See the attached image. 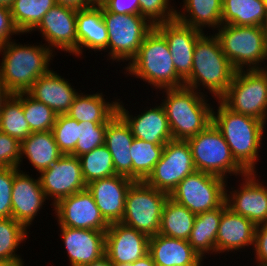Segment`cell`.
I'll list each match as a JSON object with an SVG mask.
<instances>
[{"instance_id": "cell-5", "label": "cell", "mask_w": 267, "mask_h": 266, "mask_svg": "<svg viewBox=\"0 0 267 266\" xmlns=\"http://www.w3.org/2000/svg\"><path fill=\"white\" fill-rule=\"evenodd\" d=\"M123 70L124 76L140 78L148 87L156 89L154 91L184 86V80L176 72L166 38L156 27L147 34L136 56Z\"/></svg>"}, {"instance_id": "cell-13", "label": "cell", "mask_w": 267, "mask_h": 266, "mask_svg": "<svg viewBox=\"0 0 267 266\" xmlns=\"http://www.w3.org/2000/svg\"><path fill=\"white\" fill-rule=\"evenodd\" d=\"M260 177L258 172H247L241 176L239 187L232 185L229 188L228 181L225 187L227 207L255 225L267 223V182H263V179L261 182Z\"/></svg>"}, {"instance_id": "cell-52", "label": "cell", "mask_w": 267, "mask_h": 266, "mask_svg": "<svg viewBox=\"0 0 267 266\" xmlns=\"http://www.w3.org/2000/svg\"><path fill=\"white\" fill-rule=\"evenodd\" d=\"M24 261H0V266H26Z\"/></svg>"}, {"instance_id": "cell-53", "label": "cell", "mask_w": 267, "mask_h": 266, "mask_svg": "<svg viewBox=\"0 0 267 266\" xmlns=\"http://www.w3.org/2000/svg\"><path fill=\"white\" fill-rule=\"evenodd\" d=\"M14 0H0V7H5L10 9L11 5L13 4Z\"/></svg>"}, {"instance_id": "cell-42", "label": "cell", "mask_w": 267, "mask_h": 266, "mask_svg": "<svg viewBox=\"0 0 267 266\" xmlns=\"http://www.w3.org/2000/svg\"><path fill=\"white\" fill-rule=\"evenodd\" d=\"M174 0H139L140 15L147 18L154 26L175 19Z\"/></svg>"}, {"instance_id": "cell-40", "label": "cell", "mask_w": 267, "mask_h": 266, "mask_svg": "<svg viewBox=\"0 0 267 266\" xmlns=\"http://www.w3.org/2000/svg\"><path fill=\"white\" fill-rule=\"evenodd\" d=\"M52 132L59 151L65 155L75 156L79 122L67 114L57 115Z\"/></svg>"}, {"instance_id": "cell-50", "label": "cell", "mask_w": 267, "mask_h": 266, "mask_svg": "<svg viewBox=\"0 0 267 266\" xmlns=\"http://www.w3.org/2000/svg\"><path fill=\"white\" fill-rule=\"evenodd\" d=\"M132 266H156L150 254H146L142 258L132 263Z\"/></svg>"}, {"instance_id": "cell-34", "label": "cell", "mask_w": 267, "mask_h": 266, "mask_svg": "<svg viewBox=\"0 0 267 266\" xmlns=\"http://www.w3.org/2000/svg\"><path fill=\"white\" fill-rule=\"evenodd\" d=\"M55 5V0H14L10 7L14 25L22 35L31 34Z\"/></svg>"}, {"instance_id": "cell-43", "label": "cell", "mask_w": 267, "mask_h": 266, "mask_svg": "<svg viewBox=\"0 0 267 266\" xmlns=\"http://www.w3.org/2000/svg\"><path fill=\"white\" fill-rule=\"evenodd\" d=\"M19 170L15 167H0V218L12 217L13 180Z\"/></svg>"}, {"instance_id": "cell-20", "label": "cell", "mask_w": 267, "mask_h": 266, "mask_svg": "<svg viewBox=\"0 0 267 266\" xmlns=\"http://www.w3.org/2000/svg\"><path fill=\"white\" fill-rule=\"evenodd\" d=\"M146 234L121 222L112 223L106 230L105 255L114 263H133L149 251Z\"/></svg>"}, {"instance_id": "cell-47", "label": "cell", "mask_w": 267, "mask_h": 266, "mask_svg": "<svg viewBox=\"0 0 267 266\" xmlns=\"http://www.w3.org/2000/svg\"><path fill=\"white\" fill-rule=\"evenodd\" d=\"M108 12L115 14H139V0H106L102 5Z\"/></svg>"}, {"instance_id": "cell-25", "label": "cell", "mask_w": 267, "mask_h": 266, "mask_svg": "<svg viewBox=\"0 0 267 266\" xmlns=\"http://www.w3.org/2000/svg\"><path fill=\"white\" fill-rule=\"evenodd\" d=\"M76 28L77 58H83L87 50L108 53V32L103 21L102 5L77 10Z\"/></svg>"}, {"instance_id": "cell-51", "label": "cell", "mask_w": 267, "mask_h": 266, "mask_svg": "<svg viewBox=\"0 0 267 266\" xmlns=\"http://www.w3.org/2000/svg\"><path fill=\"white\" fill-rule=\"evenodd\" d=\"M83 266H114V263L106 255H103L101 258Z\"/></svg>"}, {"instance_id": "cell-18", "label": "cell", "mask_w": 267, "mask_h": 266, "mask_svg": "<svg viewBox=\"0 0 267 266\" xmlns=\"http://www.w3.org/2000/svg\"><path fill=\"white\" fill-rule=\"evenodd\" d=\"M27 173L29 172H26V170H19L14 175L12 218L30 229L35 218L38 214H41L40 211L46 207L47 198L40 185L38 174L35 178L32 174Z\"/></svg>"}, {"instance_id": "cell-49", "label": "cell", "mask_w": 267, "mask_h": 266, "mask_svg": "<svg viewBox=\"0 0 267 266\" xmlns=\"http://www.w3.org/2000/svg\"><path fill=\"white\" fill-rule=\"evenodd\" d=\"M12 93L8 88L0 81V113L4 103L11 97Z\"/></svg>"}, {"instance_id": "cell-23", "label": "cell", "mask_w": 267, "mask_h": 266, "mask_svg": "<svg viewBox=\"0 0 267 266\" xmlns=\"http://www.w3.org/2000/svg\"><path fill=\"white\" fill-rule=\"evenodd\" d=\"M255 228L256 225L251 220L233 213L226 207L222 212L216 236V254L221 256L231 252L238 254L237 252H244L250 247L251 253L254 247Z\"/></svg>"}, {"instance_id": "cell-46", "label": "cell", "mask_w": 267, "mask_h": 266, "mask_svg": "<svg viewBox=\"0 0 267 266\" xmlns=\"http://www.w3.org/2000/svg\"><path fill=\"white\" fill-rule=\"evenodd\" d=\"M13 35H21L14 25L10 9L0 7V46L13 39Z\"/></svg>"}, {"instance_id": "cell-1", "label": "cell", "mask_w": 267, "mask_h": 266, "mask_svg": "<svg viewBox=\"0 0 267 266\" xmlns=\"http://www.w3.org/2000/svg\"><path fill=\"white\" fill-rule=\"evenodd\" d=\"M212 108V123L221 132L236 162L246 172H258L266 124L254 117L231 111L220 100ZM215 108V109H214ZM263 144V145H262Z\"/></svg>"}, {"instance_id": "cell-48", "label": "cell", "mask_w": 267, "mask_h": 266, "mask_svg": "<svg viewBox=\"0 0 267 266\" xmlns=\"http://www.w3.org/2000/svg\"><path fill=\"white\" fill-rule=\"evenodd\" d=\"M57 5L67 6L76 10L93 6L89 0H55Z\"/></svg>"}, {"instance_id": "cell-24", "label": "cell", "mask_w": 267, "mask_h": 266, "mask_svg": "<svg viewBox=\"0 0 267 266\" xmlns=\"http://www.w3.org/2000/svg\"><path fill=\"white\" fill-rule=\"evenodd\" d=\"M69 81L71 80L51 69L47 74L40 76L26 93L50 107L57 115L67 114L80 92L74 89Z\"/></svg>"}, {"instance_id": "cell-56", "label": "cell", "mask_w": 267, "mask_h": 266, "mask_svg": "<svg viewBox=\"0 0 267 266\" xmlns=\"http://www.w3.org/2000/svg\"><path fill=\"white\" fill-rule=\"evenodd\" d=\"M173 266H204V264H181V265H173Z\"/></svg>"}, {"instance_id": "cell-54", "label": "cell", "mask_w": 267, "mask_h": 266, "mask_svg": "<svg viewBox=\"0 0 267 266\" xmlns=\"http://www.w3.org/2000/svg\"><path fill=\"white\" fill-rule=\"evenodd\" d=\"M106 0H89V2L94 5V6H100V5H103V3L105 2Z\"/></svg>"}, {"instance_id": "cell-29", "label": "cell", "mask_w": 267, "mask_h": 266, "mask_svg": "<svg viewBox=\"0 0 267 266\" xmlns=\"http://www.w3.org/2000/svg\"><path fill=\"white\" fill-rule=\"evenodd\" d=\"M63 154L59 151L52 130L46 132H32L21 141L20 161L18 168L24 169V158L38 173L48 169ZM22 164V165H21Z\"/></svg>"}, {"instance_id": "cell-32", "label": "cell", "mask_w": 267, "mask_h": 266, "mask_svg": "<svg viewBox=\"0 0 267 266\" xmlns=\"http://www.w3.org/2000/svg\"><path fill=\"white\" fill-rule=\"evenodd\" d=\"M266 15L263 0H223L222 24L262 26Z\"/></svg>"}, {"instance_id": "cell-30", "label": "cell", "mask_w": 267, "mask_h": 266, "mask_svg": "<svg viewBox=\"0 0 267 266\" xmlns=\"http://www.w3.org/2000/svg\"><path fill=\"white\" fill-rule=\"evenodd\" d=\"M80 93L75 97L67 115L78 122H96L107 124L108 121L117 113L118 96L113 101H107L102 91L96 93Z\"/></svg>"}, {"instance_id": "cell-7", "label": "cell", "mask_w": 267, "mask_h": 266, "mask_svg": "<svg viewBox=\"0 0 267 266\" xmlns=\"http://www.w3.org/2000/svg\"><path fill=\"white\" fill-rule=\"evenodd\" d=\"M187 142L196 170L221 177L226 181L231 176L237 179L247 173L233 158L223 135L212 122Z\"/></svg>"}, {"instance_id": "cell-28", "label": "cell", "mask_w": 267, "mask_h": 266, "mask_svg": "<svg viewBox=\"0 0 267 266\" xmlns=\"http://www.w3.org/2000/svg\"><path fill=\"white\" fill-rule=\"evenodd\" d=\"M182 3L180 9H175V19L179 22L204 33H214L222 25L223 0H183Z\"/></svg>"}, {"instance_id": "cell-17", "label": "cell", "mask_w": 267, "mask_h": 266, "mask_svg": "<svg viewBox=\"0 0 267 266\" xmlns=\"http://www.w3.org/2000/svg\"><path fill=\"white\" fill-rule=\"evenodd\" d=\"M120 100L118 98L117 113L126 121L134 138L153 144H166L173 140L167 114L161 103H155L149 108L147 106L134 115L124 106L125 102Z\"/></svg>"}, {"instance_id": "cell-33", "label": "cell", "mask_w": 267, "mask_h": 266, "mask_svg": "<svg viewBox=\"0 0 267 266\" xmlns=\"http://www.w3.org/2000/svg\"><path fill=\"white\" fill-rule=\"evenodd\" d=\"M196 215L171 198L166 201L159 234L176 239L188 240Z\"/></svg>"}, {"instance_id": "cell-16", "label": "cell", "mask_w": 267, "mask_h": 266, "mask_svg": "<svg viewBox=\"0 0 267 266\" xmlns=\"http://www.w3.org/2000/svg\"><path fill=\"white\" fill-rule=\"evenodd\" d=\"M53 211L58 226L96 231H106L110 226L87 188L61 199Z\"/></svg>"}, {"instance_id": "cell-8", "label": "cell", "mask_w": 267, "mask_h": 266, "mask_svg": "<svg viewBox=\"0 0 267 266\" xmlns=\"http://www.w3.org/2000/svg\"><path fill=\"white\" fill-rule=\"evenodd\" d=\"M102 16L108 32V54L103 57L107 56L106 62L111 60L112 64L123 62L128 65L155 26L139 14H115L103 6Z\"/></svg>"}, {"instance_id": "cell-38", "label": "cell", "mask_w": 267, "mask_h": 266, "mask_svg": "<svg viewBox=\"0 0 267 266\" xmlns=\"http://www.w3.org/2000/svg\"><path fill=\"white\" fill-rule=\"evenodd\" d=\"M86 184L91 181L116 175L112 155L105 144L78 157Z\"/></svg>"}, {"instance_id": "cell-3", "label": "cell", "mask_w": 267, "mask_h": 266, "mask_svg": "<svg viewBox=\"0 0 267 266\" xmlns=\"http://www.w3.org/2000/svg\"><path fill=\"white\" fill-rule=\"evenodd\" d=\"M236 71L214 33H204L195 43L192 71L184 80V86L209 97L211 93L212 98L219 100L226 93Z\"/></svg>"}, {"instance_id": "cell-35", "label": "cell", "mask_w": 267, "mask_h": 266, "mask_svg": "<svg viewBox=\"0 0 267 266\" xmlns=\"http://www.w3.org/2000/svg\"><path fill=\"white\" fill-rule=\"evenodd\" d=\"M0 132L20 142L32 133L23 113L22 93L12 94L4 103L0 113Z\"/></svg>"}, {"instance_id": "cell-45", "label": "cell", "mask_w": 267, "mask_h": 266, "mask_svg": "<svg viewBox=\"0 0 267 266\" xmlns=\"http://www.w3.org/2000/svg\"><path fill=\"white\" fill-rule=\"evenodd\" d=\"M252 254L254 257L251 260L255 259L253 265L267 266V223L256 225Z\"/></svg>"}, {"instance_id": "cell-55", "label": "cell", "mask_w": 267, "mask_h": 266, "mask_svg": "<svg viewBox=\"0 0 267 266\" xmlns=\"http://www.w3.org/2000/svg\"><path fill=\"white\" fill-rule=\"evenodd\" d=\"M262 28H263V31H264V34H265V38H266V42H267V15L265 17V20H264V23L262 25Z\"/></svg>"}, {"instance_id": "cell-39", "label": "cell", "mask_w": 267, "mask_h": 266, "mask_svg": "<svg viewBox=\"0 0 267 266\" xmlns=\"http://www.w3.org/2000/svg\"><path fill=\"white\" fill-rule=\"evenodd\" d=\"M22 107L31 132H46L53 129L57 114L50 107L34 100L27 93H22Z\"/></svg>"}, {"instance_id": "cell-27", "label": "cell", "mask_w": 267, "mask_h": 266, "mask_svg": "<svg viewBox=\"0 0 267 266\" xmlns=\"http://www.w3.org/2000/svg\"><path fill=\"white\" fill-rule=\"evenodd\" d=\"M148 253L156 266L205 263V259L193 250L188 240L170 238L159 233L150 237Z\"/></svg>"}, {"instance_id": "cell-22", "label": "cell", "mask_w": 267, "mask_h": 266, "mask_svg": "<svg viewBox=\"0 0 267 266\" xmlns=\"http://www.w3.org/2000/svg\"><path fill=\"white\" fill-rule=\"evenodd\" d=\"M69 266H83L105 255L106 231L58 226Z\"/></svg>"}, {"instance_id": "cell-11", "label": "cell", "mask_w": 267, "mask_h": 266, "mask_svg": "<svg viewBox=\"0 0 267 266\" xmlns=\"http://www.w3.org/2000/svg\"><path fill=\"white\" fill-rule=\"evenodd\" d=\"M226 182L221 177L195 170L176 186L169 198L197 215L225 202Z\"/></svg>"}, {"instance_id": "cell-26", "label": "cell", "mask_w": 267, "mask_h": 266, "mask_svg": "<svg viewBox=\"0 0 267 266\" xmlns=\"http://www.w3.org/2000/svg\"><path fill=\"white\" fill-rule=\"evenodd\" d=\"M134 136L126 121L116 113L107 123L105 145L112 155L116 174L132 179L131 146Z\"/></svg>"}, {"instance_id": "cell-10", "label": "cell", "mask_w": 267, "mask_h": 266, "mask_svg": "<svg viewBox=\"0 0 267 266\" xmlns=\"http://www.w3.org/2000/svg\"><path fill=\"white\" fill-rule=\"evenodd\" d=\"M169 194L151 187L145 181H134L126 195L121 223L148 237L159 233L164 205Z\"/></svg>"}, {"instance_id": "cell-14", "label": "cell", "mask_w": 267, "mask_h": 266, "mask_svg": "<svg viewBox=\"0 0 267 266\" xmlns=\"http://www.w3.org/2000/svg\"><path fill=\"white\" fill-rule=\"evenodd\" d=\"M40 185L53 208L61 199L86 189L79 158L63 154L38 174Z\"/></svg>"}, {"instance_id": "cell-12", "label": "cell", "mask_w": 267, "mask_h": 266, "mask_svg": "<svg viewBox=\"0 0 267 266\" xmlns=\"http://www.w3.org/2000/svg\"><path fill=\"white\" fill-rule=\"evenodd\" d=\"M195 170L189 143L184 140H171L165 144L161 159L144 181L170 195L176 186Z\"/></svg>"}, {"instance_id": "cell-44", "label": "cell", "mask_w": 267, "mask_h": 266, "mask_svg": "<svg viewBox=\"0 0 267 266\" xmlns=\"http://www.w3.org/2000/svg\"><path fill=\"white\" fill-rule=\"evenodd\" d=\"M21 142L0 132V167L18 168L20 161Z\"/></svg>"}, {"instance_id": "cell-4", "label": "cell", "mask_w": 267, "mask_h": 266, "mask_svg": "<svg viewBox=\"0 0 267 266\" xmlns=\"http://www.w3.org/2000/svg\"><path fill=\"white\" fill-rule=\"evenodd\" d=\"M157 92L163 93L162 98H165L160 102L167 114L173 140L187 141L212 122L211 97L186 86Z\"/></svg>"}, {"instance_id": "cell-37", "label": "cell", "mask_w": 267, "mask_h": 266, "mask_svg": "<svg viewBox=\"0 0 267 266\" xmlns=\"http://www.w3.org/2000/svg\"><path fill=\"white\" fill-rule=\"evenodd\" d=\"M165 144H153L134 138L131 146L132 179L144 181L161 159Z\"/></svg>"}, {"instance_id": "cell-2", "label": "cell", "mask_w": 267, "mask_h": 266, "mask_svg": "<svg viewBox=\"0 0 267 266\" xmlns=\"http://www.w3.org/2000/svg\"><path fill=\"white\" fill-rule=\"evenodd\" d=\"M15 40L0 46V81L12 94L26 93L40 76L52 69L56 54L44 43L21 44Z\"/></svg>"}, {"instance_id": "cell-21", "label": "cell", "mask_w": 267, "mask_h": 266, "mask_svg": "<svg viewBox=\"0 0 267 266\" xmlns=\"http://www.w3.org/2000/svg\"><path fill=\"white\" fill-rule=\"evenodd\" d=\"M166 38L177 74L185 80L192 71L196 41L204 32L179 22L177 19L156 24Z\"/></svg>"}, {"instance_id": "cell-15", "label": "cell", "mask_w": 267, "mask_h": 266, "mask_svg": "<svg viewBox=\"0 0 267 266\" xmlns=\"http://www.w3.org/2000/svg\"><path fill=\"white\" fill-rule=\"evenodd\" d=\"M76 15V9L56 4L31 33L38 31L54 54L60 50L77 57Z\"/></svg>"}, {"instance_id": "cell-36", "label": "cell", "mask_w": 267, "mask_h": 266, "mask_svg": "<svg viewBox=\"0 0 267 266\" xmlns=\"http://www.w3.org/2000/svg\"><path fill=\"white\" fill-rule=\"evenodd\" d=\"M30 232L12 217L0 218V261H23L21 253L16 252L29 239Z\"/></svg>"}, {"instance_id": "cell-6", "label": "cell", "mask_w": 267, "mask_h": 266, "mask_svg": "<svg viewBox=\"0 0 267 266\" xmlns=\"http://www.w3.org/2000/svg\"><path fill=\"white\" fill-rule=\"evenodd\" d=\"M214 35L236 70L267 68V42L262 26L222 24Z\"/></svg>"}, {"instance_id": "cell-41", "label": "cell", "mask_w": 267, "mask_h": 266, "mask_svg": "<svg viewBox=\"0 0 267 266\" xmlns=\"http://www.w3.org/2000/svg\"><path fill=\"white\" fill-rule=\"evenodd\" d=\"M107 124L96 122H79L78 141L75 147V156L79 157L94 148L105 144Z\"/></svg>"}, {"instance_id": "cell-9", "label": "cell", "mask_w": 267, "mask_h": 266, "mask_svg": "<svg viewBox=\"0 0 267 266\" xmlns=\"http://www.w3.org/2000/svg\"><path fill=\"white\" fill-rule=\"evenodd\" d=\"M219 100L231 111L254 117L267 125V68L237 70Z\"/></svg>"}, {"instance_id": "cell-19", "label": "cell", "mask_w": 267, "mask_h": 266, "mask_svg": "<svg viewBox=\"0 0 267 266\" xmlns=\"http://www.w3.org/2000/svg\"><path fill=\"white\" fill-rule=\"evenodd\" d=\"M135 180L124 175L97 179L86 185L103 218L109 223L121 222L127 192Z\"/></svg>"}, {"instance_id": "cell-31", "label": "cell", "mask_w": 267, "mask_h": 266, "mask_svg": "<svg viewBox=\"0 0 267 266\" xmlns=\"http://www.w3.org/2000/svg\"><path fill=\"white\" fill-rule=\"evenodd\" d=\"M227 207L224 202L220 207L196 215L188 242L193 250L202 258L216 254V236L223 210ZM207 255V256H206Z\"/></svg>"}, {"instance_id": "cell-57", "label": "cell", "mask_w": 267, "mask_h": 266, "mask_svg": "<svg viewBox=\"0 0 267 266\" xmlns=\"http://www.w3.org/2000/svg\"><path fill=\"white\" fill-rule=\"evenodd\" d=\"M114 266H132V263H120V264H114Z\"/></svg>"}]
</instances>
